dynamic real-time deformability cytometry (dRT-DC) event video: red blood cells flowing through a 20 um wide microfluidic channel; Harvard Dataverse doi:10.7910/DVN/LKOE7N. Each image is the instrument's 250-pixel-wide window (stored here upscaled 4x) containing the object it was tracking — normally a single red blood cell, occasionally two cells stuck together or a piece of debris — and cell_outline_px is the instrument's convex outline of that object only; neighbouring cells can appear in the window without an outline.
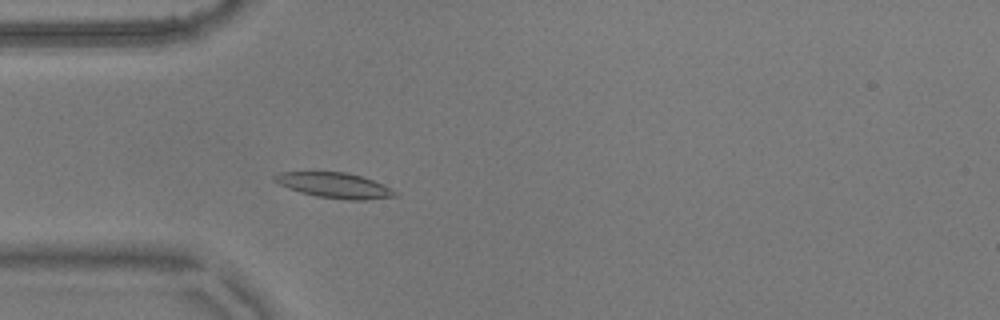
{"species": "common noctule bat (a hibernating species)", "species_latin": "Nyctalus noctula", "temperature_condition": "warm", "stored_images_in_passage": 43, "camera_frame_rate_fps": 3000, "um_per_image_px": 0.085, "animal": {"sex": "male", "body_mass_g": 17.9}, "frame": {"image": 1, "passage_image": 3, "time_ms": 0.667, "image_size_px": [1000, 320], "cell_outline_px": [[400, 196], [368, 200], [348, 200], [316, 196], [300, 192], [288, 188], [272, 180], [272, 176], [280, 172], [344, 172], [360, 176], [372, 180], [396, 192]], "centroid_in_image_um": [28.41, 15.76], "position_along_channel_um": 56.6, "area_um2": 17.63}}
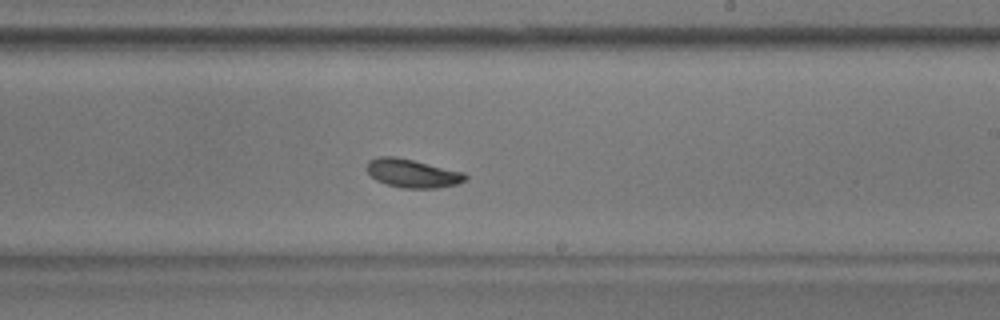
{"frame": {"image": 2, "passage_image": 20, "time_ms": 6.333, "image_size_px": [1000, 320], "cell_outline_px": [[468, 176], [464, 180], [456, 184], [436, 188], [400, 188], [376, 180], [364, 168], [368, 160], [376, 156], [396, 156], [464, 172]], "centroid_in_image_um": [35.0, 14.72], "position_along_channel_um": 254.0, "area_um2": 16.42}}
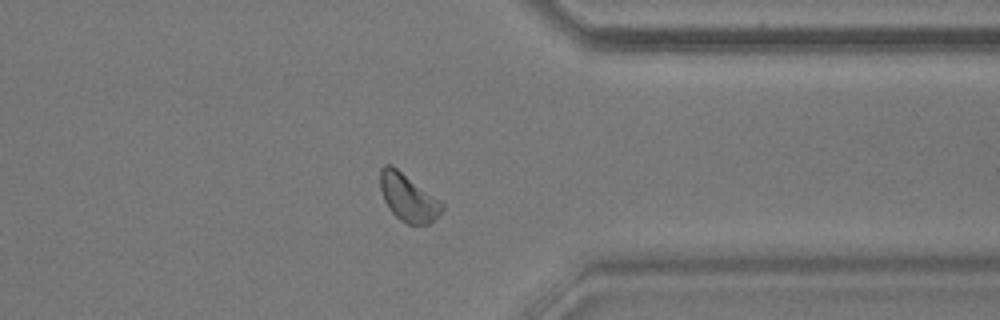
{"frame": {"image": 3, "passage_image": 31, "time_ms": 10.0, "image_size_px": [1000, 320], "cell_outline_px": [[444, 208], [428, 224], [408, 224], [400, 220], [388, 208], [384, 200], [380, 188], [380, 168], [384, 164], [392, 164], [444, 204]], "centroid_in_image_um": [34.65, 16.77], "position_along_channel_um": 376.8, "area_um2": 16.82}, "authors_computed_cell_mechanics": {"area_um2": 16.5886, "velocity_mm_per_s": 3.5392, "shape_relaxation_time_tau1_ms": 2.4454, "shape_relaxation_time_tau2_ms": null, "deformation_change_tau1": 0.1105, "deformation_change_tau2": null}}